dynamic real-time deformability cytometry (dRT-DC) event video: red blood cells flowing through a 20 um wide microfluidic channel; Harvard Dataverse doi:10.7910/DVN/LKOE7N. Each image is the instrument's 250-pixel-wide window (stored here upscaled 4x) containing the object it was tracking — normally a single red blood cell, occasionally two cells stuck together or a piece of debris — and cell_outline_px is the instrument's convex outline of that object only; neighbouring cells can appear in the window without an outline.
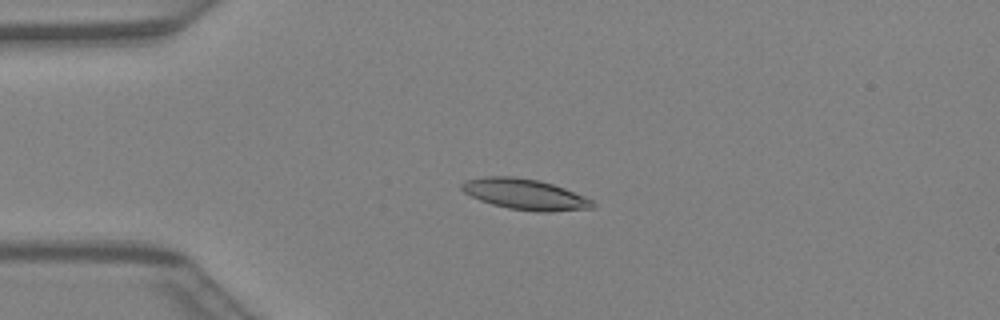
{"species": "Egyptian fruit bat (a non-hibernating species)", "species_latin": "Rousettus aegyptiacus", "temperature_condition": "warm", "stored_images_in_passage": 42, "camera_frame_rate_fps": 3000, "um_per_image_px": 0.085, "animal": {"sex": "female"}, "frame": {"image": 1, "passage_image": 11, "time_ms": 3.333, "image_size_px": [1000, 320], "cell_outline_px": [[596, 204], [592, 208], [552, 212], [536, 212], [508, 208], [492, 204], [480, 200], [464, 192], [460, 188], [460, 184], [464, 180], [488, 176], [512, 176], [540, 180], [564, 188], [584, 196], [592, 200]], "centroid_in_image_um": [44.61, 16.51], "position_along_channel_um": 40.4, "area_um2": 23.52}}
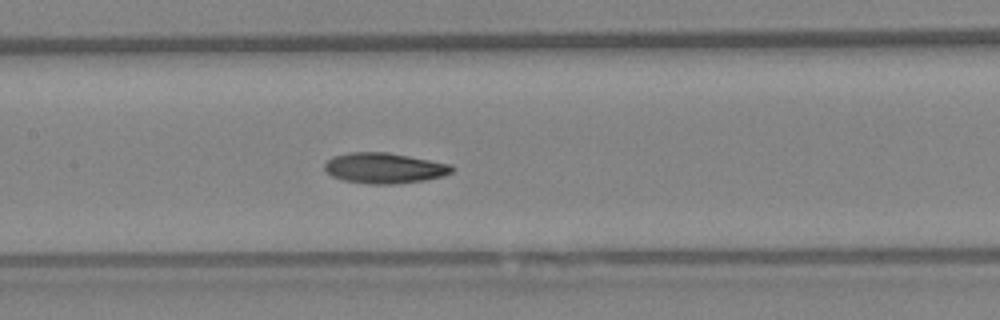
{"frame": {"image": 2, "passage_image": 21, "time_ms": 6.667, "image_size_px": [1000, 320], "cell_outline_px": [[452, 172], [444, 176], [424, 180], [392, 184], [368, 184], [344, 180], [332, 176], [324, 168], [324, 164], [332, 156], [348, 152], [388, 152], [452, 164]], "centroid_in_image_um": [32.66, 14.28], "position_along_channel_um": 174.7, "area_um2": 22.66}}
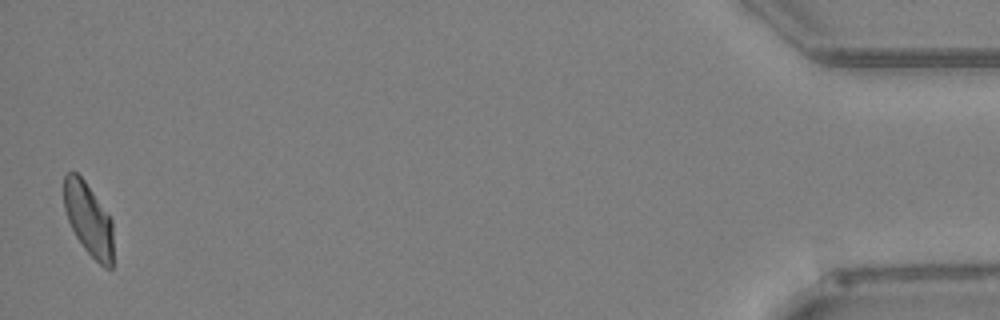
{"frame": {"image": 3, "passage_image": 42, "time_ms": 13.667, "image_size_px": [1000, 320], "cell_outline_px": [[112, 268], [104, 268], [84, 248], [76, 236], [68, 220], [64, 208], [64, 176], [68, 172], [76, 172], [84, 180], [112, 220]], "centroid_in_image_um": [7.51, 18.63], "position_along_channel_um": 427.7, "area_um2": 20.52}}